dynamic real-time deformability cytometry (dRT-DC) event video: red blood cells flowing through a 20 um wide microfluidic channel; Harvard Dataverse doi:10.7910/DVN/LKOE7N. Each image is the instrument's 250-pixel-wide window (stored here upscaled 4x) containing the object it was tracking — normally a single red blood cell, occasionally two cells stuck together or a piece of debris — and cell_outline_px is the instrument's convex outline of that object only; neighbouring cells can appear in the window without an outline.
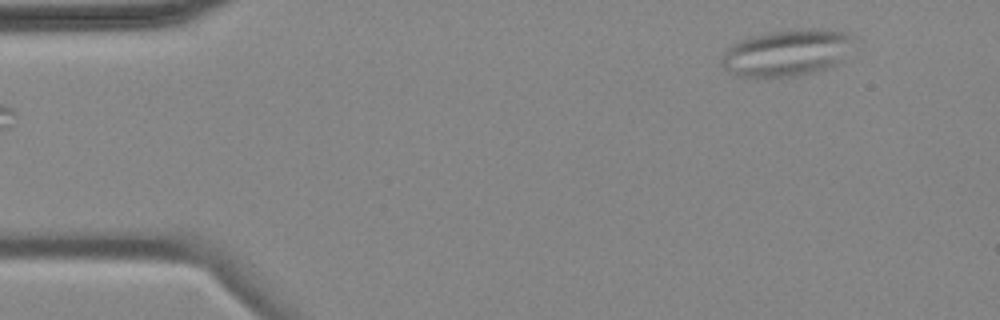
{"species": "common noctule bat (a hibernating species)", "species_latin": "Nyctalus noctula", "temperature_condition": "cold", "stored_images_in_passage": 5, "camera_frame_rate_fps": 3000, "um_per_image_px": 0.085, "animal": {"sex": "female", "body_mass_g": 18.4}, "frame": {"image": 1, "passage_image": 1, "time_ms": 0.0, "image_size_px": [1000, 320], "cell_outline_px": [[860, 40], [836, 64], [828, 68], [816, 72], [796, 76], [736, 76], [724, 68], [724, 48], [740, 40], [752, 36], [768, 32], [808, 28], [820, 28], [844, 32], [856, 36]], "centroid_in_image_um": [66.97, 4.46], "position_along_channel_um": 18.0, "area_um2": 36.13}}